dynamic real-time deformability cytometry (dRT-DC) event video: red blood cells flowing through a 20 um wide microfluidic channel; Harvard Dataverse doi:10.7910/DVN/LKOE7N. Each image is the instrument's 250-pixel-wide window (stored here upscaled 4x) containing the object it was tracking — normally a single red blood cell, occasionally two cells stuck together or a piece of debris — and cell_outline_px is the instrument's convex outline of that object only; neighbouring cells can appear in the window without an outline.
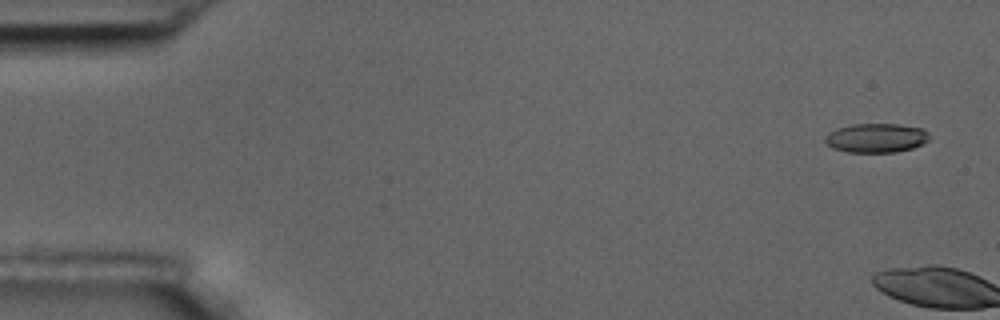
{"species": "common noctule bat (a hibernating species)", "species_latin": "Nyctalus noctula", "temperature_condition": "room temperature", "stored_images_in_passage": 6, "camera_frame_rate_fps": 3000, "um_per_image_px": 0.085, "animal": {"sex": "male", "body_mass_g": 17.5, "forearm_length_mm": 52.3}, "frame": {"image": 1, "passage_image": 1, "time_ms": 0.0, "image_size_px": [1000, 320], "cell_outline_px": [[928, 140], [924, 144], [912, 148], [896, 152], [848, 152], [832, 148], [824, 140], [824, 136], [828, 132], [836, 128], [852, 124], [900, 124], [924, 128], [928, 132]], "centroid_in_image_um": [74.47, 11.72], "position_along_channel_um": 10.5, "area_um2": 17.92}}